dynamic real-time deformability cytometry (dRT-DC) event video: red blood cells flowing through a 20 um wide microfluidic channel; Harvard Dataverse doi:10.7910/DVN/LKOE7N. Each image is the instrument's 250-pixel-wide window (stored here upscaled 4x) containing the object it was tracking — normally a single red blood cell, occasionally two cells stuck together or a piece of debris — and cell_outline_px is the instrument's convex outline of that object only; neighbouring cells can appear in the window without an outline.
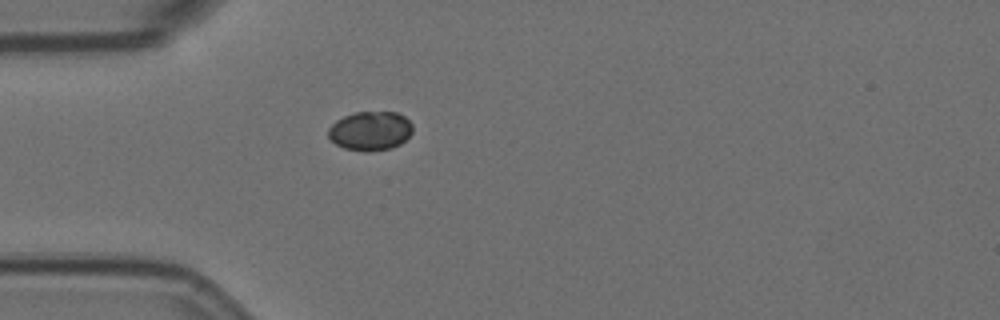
{"species": "Egyptian fruit bat (a non-hibernating species)", "species_latin": "Rousettus aegyptiacus", "temperature_condition": "room temperature", "stored_images_in_passage": 1, "camera_frame_rate_fps": 3000, "um_per_image_px": 0.085, "animal": {"sex": "female"}, "frame": {"image": 1, "passage_image": 1, "time_ms": 0.0, "image_size_px": [1000, 320], "cell_outline_px": [[412, 132], [400, 144], [392, 148], [368, 152], [364, 152], [344, 148], [336, 144], [328, 136], [328, 128], [336, 120], [344, 116], [356, 112], [396, 112], [404, 116], [412, 124]], "centroid_in_image_um": [31.47, 11.13], "position_along_channel_um": 53.5, "area_um2": 19.25}}